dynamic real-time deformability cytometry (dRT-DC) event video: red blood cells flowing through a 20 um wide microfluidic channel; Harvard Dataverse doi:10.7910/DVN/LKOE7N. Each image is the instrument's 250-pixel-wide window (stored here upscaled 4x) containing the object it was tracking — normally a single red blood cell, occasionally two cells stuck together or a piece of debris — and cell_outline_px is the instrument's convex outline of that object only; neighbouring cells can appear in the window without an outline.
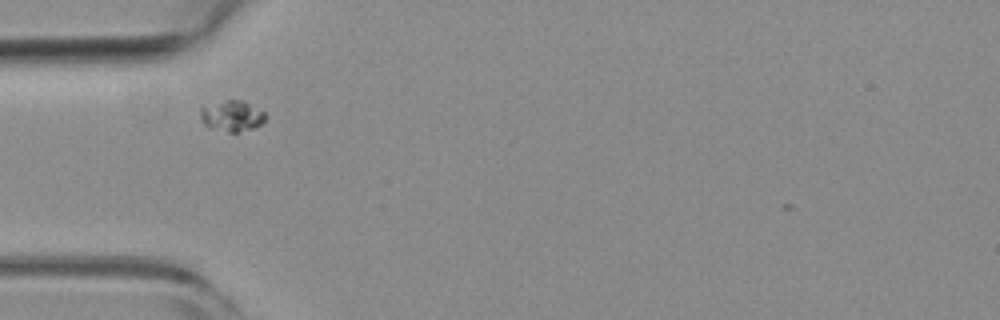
{"species": "common noctule bat (a hibernating species)", "species_latin": "Nyctalus noctula", "temperature_condition": "room temperature", "stored_images_in_passage": 10, "camera_frame_rate_fps": 3000, "um_per_image_px": 0.085, "animal": {"sex": "female", "body_mass_g": 19.3, "forearm_length_mm": 54.1}, "frame": {"image": 1, "passage_image": 1, "time_ms": 0.0, "image_size_px": [1000, 320], "cell_outline_px": [[268, 116], [256, 128], [236, 132], [228, 132], [208, 128], [204, 124], [200, 116], [200, 108], [224, 100], [244, 100], [264, 112]], "centroid_in_image_um": [19.72, 9.86], "position_along_channel_um": 65.3, "area_um2": 11.79}}
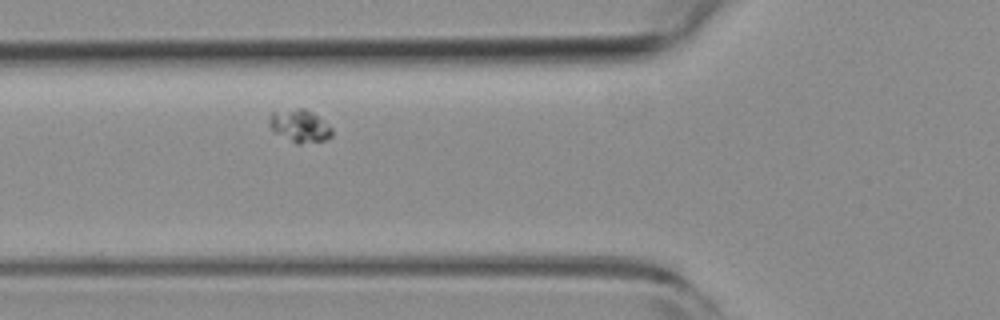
{"frame": {"image": 2, "passage_image": 4, "time_ms": 1.0, "image_size_px": [1000, 320], "cell_outline_px": [[332, 136], [324, 140], [300, 144], [296, 144], [272, 132], [268, 120], [268, 116], [272, 112], [296, 108], [304, 108], [316, 116], [332, 128]], "centroid_in_image_um": [25.42, 10.72], "position_along_channel_um": 100.4, "area_um2": 11.91}}